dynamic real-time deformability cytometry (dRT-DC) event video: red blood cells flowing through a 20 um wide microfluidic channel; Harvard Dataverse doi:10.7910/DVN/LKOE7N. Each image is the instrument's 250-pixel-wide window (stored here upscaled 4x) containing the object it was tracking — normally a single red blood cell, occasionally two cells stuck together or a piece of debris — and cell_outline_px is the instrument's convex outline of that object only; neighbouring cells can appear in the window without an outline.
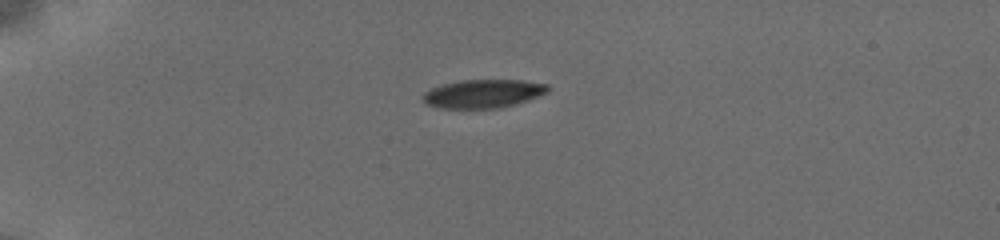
{"species": "common noctule bat (a hibernating species)", "species_latin": "Nyctalus noctula", "temperature_condition": "cold", "stored_images_in_passage": 42, "camera_frame_rate_fps": 3000, "um_per_image_px": 0.085, "animal": {"sex": "female", "body_mass_g": 19.5, "forearm_length_mm": 54.1}, "frame": {"image": 1, "passage_image": 1, "time_ms": 0.0, "image_size_px": [1000, 240], "cell_outline_px": [[548, 92], [528, 100], [516, 104], [500, 108], [440, 108], [424, 104], [424, 92], [432, 88], [444, 84], [460, 80], [520, 80], [548, 84]], "centroid_in_image_um": [41.07, 7.96], "position_along_channel_um": 43.9, "area_um2": 20.63}}
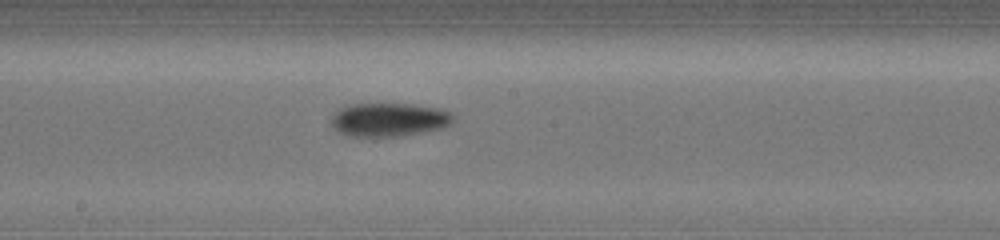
{"frame": {"image": 2, "passage_image": 19, "time_ms": 5.667, "image_size_px": [1000, 240], "cell_outline_px": [[452, 120], [448, 124], [440, 128], [392, 136], [356, 136], [340, 132], [332, 124], [332, 116], [340, 108], [348, 104], [412, 104], [440, 108], [452, 112]], "centroid_in_image_um": [33.05, 10.14], "position_along_channel_um": 215.1, "area_um2": 23.18}}
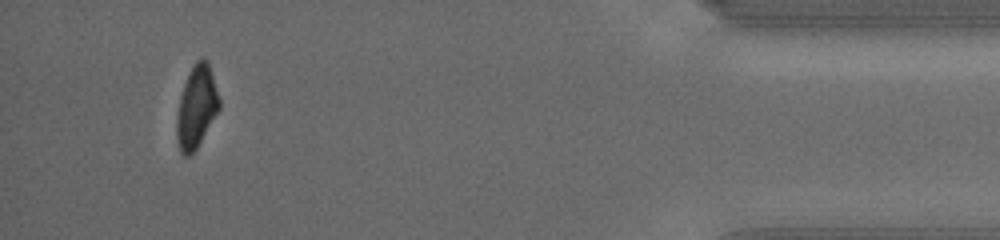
{"frame": {"image": 3, "passage_image": 38, "time_ms": 12.333, "image_size_px": [1000, 240], "cell_outline_px": [[220, 108], [196, 148], [188, 156], [184, 156], [180, 152], [176, 136], [176, 116], [180, 96], [184, 84], [196, 60], [204, 56], [208, 60], [220, 100]], "centroid_in_image_um": [16.69, 9.07], "position_along_channel_um": 418.5, "area_um2": 20.23}, "authors_computed_cell_mechanics": {"area_um2": 22.0507, "velocity_mm_per_s": 3.8416, "shape_relaxation_time_tau1_ms": 2.9769, "shape_relaxation_time_tau2_ms": null, "deformation_change_tau1": 0.12, "deformation_change_tau2": null}}